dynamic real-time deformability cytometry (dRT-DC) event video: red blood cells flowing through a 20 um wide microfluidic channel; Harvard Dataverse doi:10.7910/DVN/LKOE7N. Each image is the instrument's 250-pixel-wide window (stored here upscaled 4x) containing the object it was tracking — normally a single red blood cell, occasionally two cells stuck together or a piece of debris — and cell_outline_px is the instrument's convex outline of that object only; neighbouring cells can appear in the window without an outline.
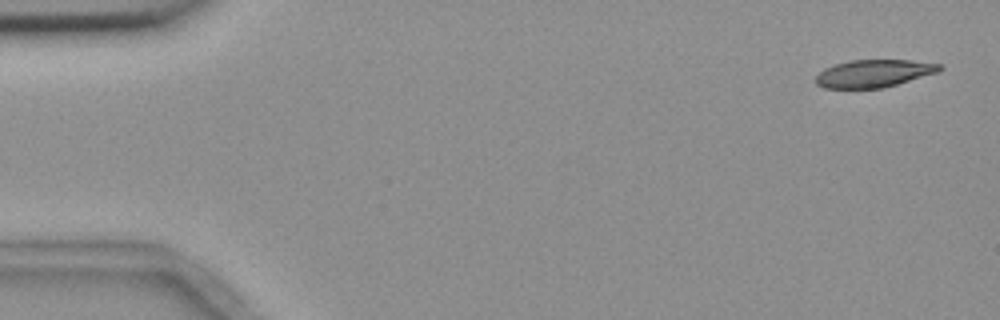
{"species": "common noctule bat (a hibernating species)", "species_latin": "Nyctalus noctula", "temperature_condition": "room temperature", "stored_images_in_passage": 5, "camera_frame_rate_fps": 3000, "um_per_image_px": 0.085, "animal": {"sex": "female", "body_mass_g": 18.4}, "frame": {"image": 1, "passage_image": 1, "time_ms": 0.0, "image_size_px": [1000, 320], "cell_outline_px": [[944, 68], [936, 72], [884, 88], [824, 88], [816, 84], [816, 76], [824, 68], [836, 64], [852, 60], [908, 60], [940, 64]], "centroid_in_image_um": [74.25, 6.24], "position_along_channel_um": 10.8, "area_um2": 19.65}}